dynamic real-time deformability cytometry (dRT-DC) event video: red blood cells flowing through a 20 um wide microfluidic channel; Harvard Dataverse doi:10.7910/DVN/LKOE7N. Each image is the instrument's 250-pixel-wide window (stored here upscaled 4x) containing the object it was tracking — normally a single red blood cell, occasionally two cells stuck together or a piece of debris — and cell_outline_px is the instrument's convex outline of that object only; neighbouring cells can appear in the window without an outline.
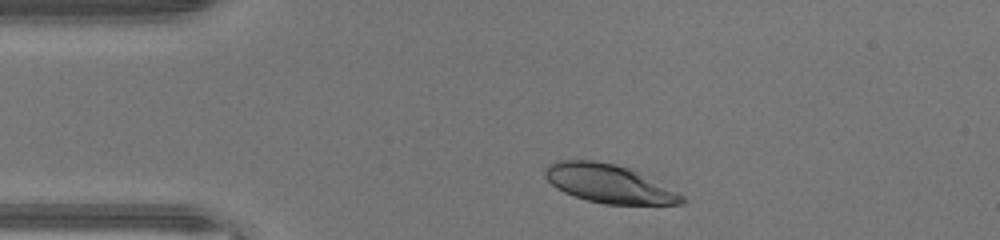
{"species": "human", "species_latin": "Homo sapiens", "temperature_condition": "warm", "stored_images_in_passage": 32, "camera_frame_rate_fps": 3000, "um_per_image_px": 0.085, "donor": {"sex": "male"}, "frame": {"image": 1, "passage_image": 1, "time_ms": 0.0, "image_size_px": [1000, 240], "cell_outline_px": [[684, 204], [604, 204], [588, 200], [564, 192], [556, 188], [544, 176], [544, 168], [548, 164], [556, 160], [592, 160], [616, 164], [628, 168], [684, 196]], "centroid_in_image_um": [51.67, 15.6], "position_along_channel_um": 33.3, "area_um2": 30.11}}
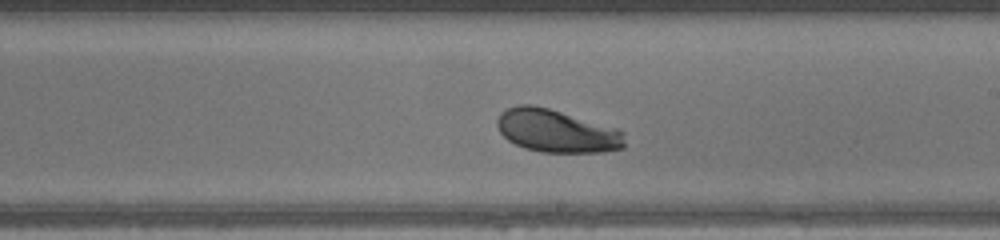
{"frame": {"image": 2, "passage_image": 18, "time_ms": 5.667, "image_size_px": [1000, 240], "cell_outline_px": [[624, 148], [604, 152], [540, 152], [524, 148], [508, 140], [500, 132], [496, 124], [496, 120], [500, 112], [508, 108], [520, 104], [532, 104], [548, 108], [616, 128], [624, 132]], "centroid_in_image_um": [47.29, 11.13], "position_along_channel_um": 241.7, "area_um2": 31.85}}
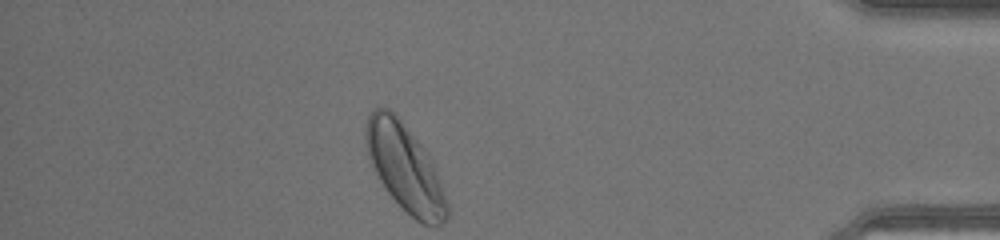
{"frame": {"image": 3, "passage_image": 32, "time_ms": 10.333, "image_size_px": [1000, 240], "cell_outline_px": [[448, 220], [440, 224], [424, 224], [416, 220], [384, 188], [372, 168], [364, 144], [364, 124], [372, 108], [388, 108], [400, 120], [420, 144], [428, 156], [436, 172], [448, 204]], "centroid_in_image_um": [34.36, 14.23], "position_along_channel_um": 400.8, "area_um2": 40.58}, "authors_computed_cell_mechanics": {"area_um2": 32.0501, "velocity_mm_per_s": 4.4289, "shape_relaxation_time_tau1_ms": 2.0883, "shape_relaxation_time_tau2_ms": null, "deformation_change_tau1": 0.1259, "deformation_change_tau2": null}}